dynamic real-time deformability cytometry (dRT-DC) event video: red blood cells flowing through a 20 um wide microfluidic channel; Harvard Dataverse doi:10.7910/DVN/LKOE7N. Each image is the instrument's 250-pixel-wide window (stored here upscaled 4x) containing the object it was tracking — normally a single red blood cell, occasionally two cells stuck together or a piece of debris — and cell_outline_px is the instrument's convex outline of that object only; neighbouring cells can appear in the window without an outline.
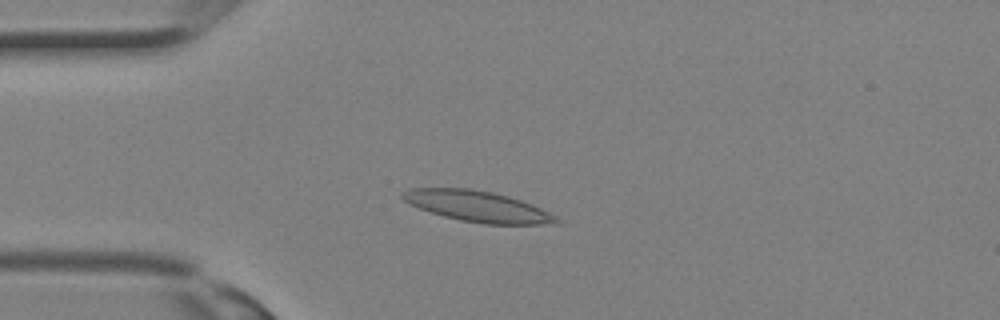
{"species": "Egyptian fruit bat (a non-hibernating species)", "species_latin": "Rousettus aegyptiacus", "temperature_condition": "room temperature", "stored_images_in_passage": 32, "camera_frame_rate_fps": 3000, "um_per_image_px": 0.085, "animal": {"sex": "female"}, "frame": {"image": 1, "passage_image": 8, "time_ms": 2.333, "image_size_px": [1000, 320], "cell_outline_px": [[560, 220], [556, 224], [484, 224], [460, 220], [444, 216], [408, 204], [400, 196], [400, 192], [408, 188], [472, 188], [492, 192], [508, 196], [532, 204], [556, 216]], "centroid_in_image_um": [40.56, 17.53], "position_along_channel_um": 44.4, "area_um2": 27.63}}
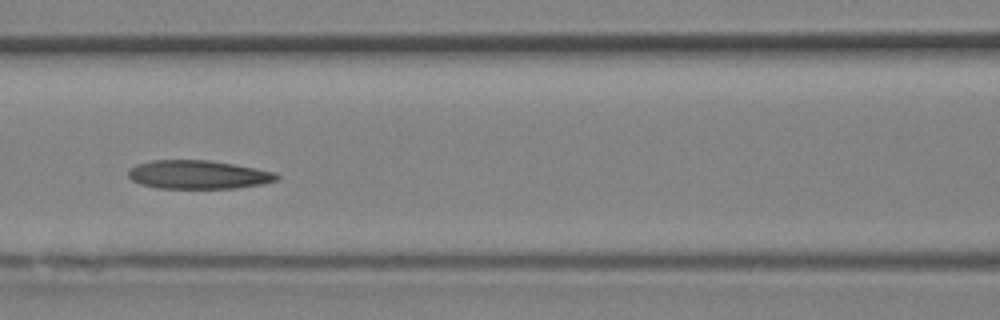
{"frame": {"image": 2, "passage_image": 14, "time_ms": 4.333, "image_size_px": [1000, 320], "cell_outline_px": [[280, 176], [276, 180], [260, 184], [236, 188], [156, 188], [140, 184], [132, 180], [128, 176], [128, 172], [136, 164], [152, 160], [208, 160], [256, 168], [276, 172]], "centroid_in_image_um": [16.83, 14.84], "position_along_channel_um": 149.8, "area_um2": 24.62}}
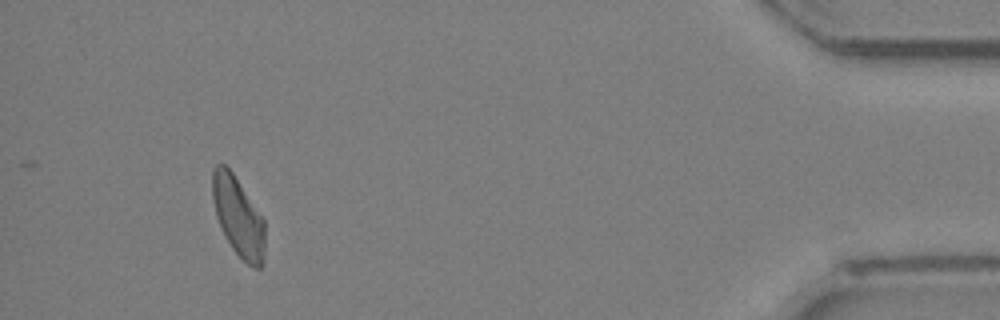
{"frame": {"image": 3, "passage_image": 30, "time_ms": 9.667, "image_size_px": [1000, 320], "cell_outline_px": [[264, 264], [260, 268], [256, 268], [248, 264], [232, 248], [216, 216], [212, 200], [212, 168], [216, 164], [224, 164], [232, 172], [264, 220]], "centroid_in_image_um": [20.24, 18.41], "position_along_channel_um": 415.0, "area_um2": 23.93}}